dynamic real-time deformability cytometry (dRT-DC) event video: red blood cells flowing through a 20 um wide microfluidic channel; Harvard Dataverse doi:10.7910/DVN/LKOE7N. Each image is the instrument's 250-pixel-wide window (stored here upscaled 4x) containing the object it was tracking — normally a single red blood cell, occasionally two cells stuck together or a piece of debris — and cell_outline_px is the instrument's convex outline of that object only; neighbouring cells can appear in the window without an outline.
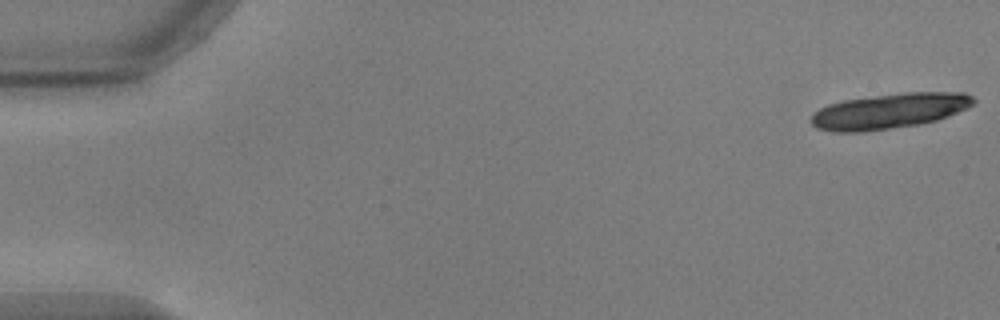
{"species": "common noctule bat (a hibernating species)", "species_latin": "Nyctalus noctula", "temperature_condition": "warm", "stored_images_in_passage": 19, "camera_frame_rate_fps": 3000, "um_per_image_px": 0.085, "animal": {"sex": "male", "body_mass_g": 17.9, "forearm_length_mm": 54.2}, "frame": {"image": 1, "passage_image": 1, "time_ms": 0.0, "image_size_px": [1000, 320], "cell_outline_px": [[976, 100], [968, 108], [948, 116], [936, 120], [920, 124], [864, 132], [832, 132], [816, 128], [812, 124], [812, 116], [820, 108], [828, 104], [844, 100], [904, 92], [964, 92], [972, 96]], "centroid_in_image_um": [75.61, 9.44], "position_along_channel_um": 9.4, "area_um2": 33.35}}